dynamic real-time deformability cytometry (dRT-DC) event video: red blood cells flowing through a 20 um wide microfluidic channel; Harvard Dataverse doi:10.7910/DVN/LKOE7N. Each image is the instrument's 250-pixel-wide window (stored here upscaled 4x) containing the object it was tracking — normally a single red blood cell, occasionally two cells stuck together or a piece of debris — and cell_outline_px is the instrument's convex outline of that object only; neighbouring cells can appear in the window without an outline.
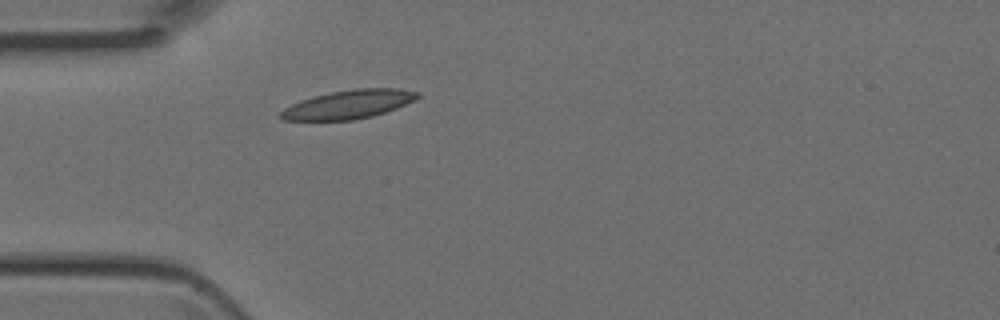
{"species": "Egyptian fruit bat (a non-hibernating species)", "species_latin": "Rousettus aegyptiacus", "temperature_condition": "room temperature", "stored_images_in_passage": 1, "camera_frame_rate_fps": 3000, "um_per_image_px": 0.085, "animal": {"sex": "female"}, "frame": {"image": 1, "passage_image": 1, "time_ms": 0.0, "image_size_px": [1000, 320], "cell_outline_px": [[420, 96], [396, 108], [372, 116], [352, 120], [284, 120], [280, 116], [280, 112], [284, 108], [300, 100], [312, 96], [332, 92], [356, 88], [396, 88], [420, 92]], "centroid_in_image_um": [29.61, 8.86], "position_along_channel_um": 55.4, "area_um2": 22.6}}